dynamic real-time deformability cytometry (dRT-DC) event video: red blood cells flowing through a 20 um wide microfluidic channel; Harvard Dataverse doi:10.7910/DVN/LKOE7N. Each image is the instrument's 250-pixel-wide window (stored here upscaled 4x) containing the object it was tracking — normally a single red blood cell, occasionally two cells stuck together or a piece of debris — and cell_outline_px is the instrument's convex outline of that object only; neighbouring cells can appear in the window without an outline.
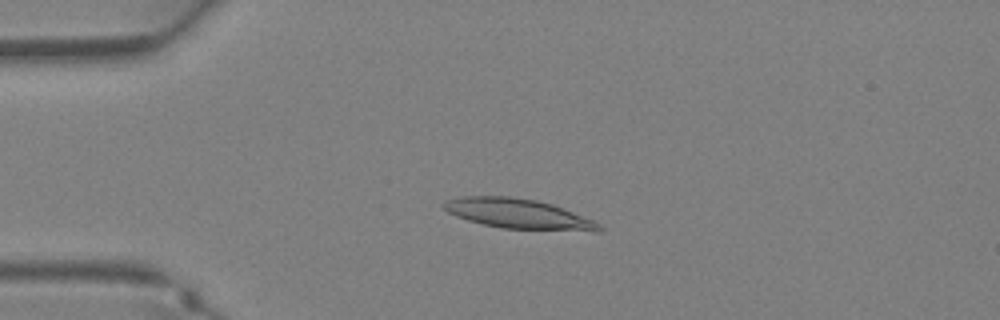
{"species": "Egyptian fruit bat (a non-hibernating species)", "species_latin": "Rousettus aegyptiacus", "temperature_condition": "warm", "stored_images_in_passage": 36, "camera_frame_rate_fps": 3000, "um_per_image_px": 0.085, "animal": {"sex": "female"}, "frame": {"image": 1, "passage_image": 8, "time_ms": 2.333, "image_size_px": [1000, 320], "cell_outline_px": [[604, 228], [600, 232], [596, 232], [500, 228], [468, 220], [456, 216], [448, 212], [440, 204], [444, 200], [460, 196], [512, 196], [536, 200], [552, 204], [592, 220], [600, 224]], "centroid_in_image_um": [44.05, 18.18], "position_along_channel_um": 41.0, "area_um2": 27.28}}
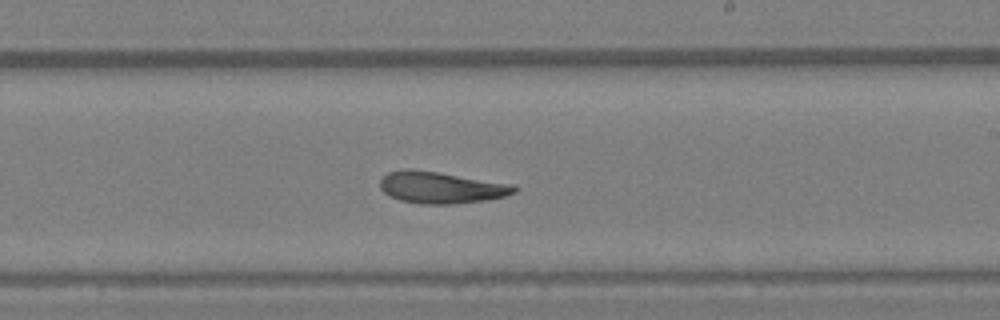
{"frame": {"image": 2, "passage_image": 21, "time_ms": 6.667, "image_size_px": [1000, 320], "cell_outline_px": [[520, 188], [516, 192], [504, 196], [484, 200], [452, 204], [420, 204], [400, 200], [384, 192], [380, 188], [380, 180], [388, 172], [404, 168], [408, 168], [440, 172], [516, 184]], "centroid_in_image_um": [37.53, 15.92], "position_along_channel_um": 251.5, "area_um2": 25.03}}
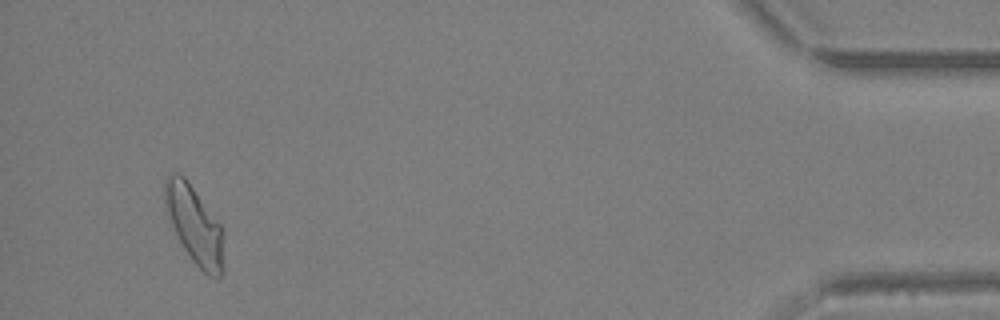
{"frame": {"image": 3, "passage_image": 34, "time_ms": 11.0, "image_size_px": [1000, 320], "cell_outline_px": [[224, 272], [216, 280], [208, 276], [192, 260], [184, 248], [172, 224], [164, 200], [164, 180], [168, 172], [176, 172], [184, 176], [224, 228]], "centroid_in_image_um": [16.58, 19.13], "position_along_channel_um": 418.6, "area_um2": 26.93}}